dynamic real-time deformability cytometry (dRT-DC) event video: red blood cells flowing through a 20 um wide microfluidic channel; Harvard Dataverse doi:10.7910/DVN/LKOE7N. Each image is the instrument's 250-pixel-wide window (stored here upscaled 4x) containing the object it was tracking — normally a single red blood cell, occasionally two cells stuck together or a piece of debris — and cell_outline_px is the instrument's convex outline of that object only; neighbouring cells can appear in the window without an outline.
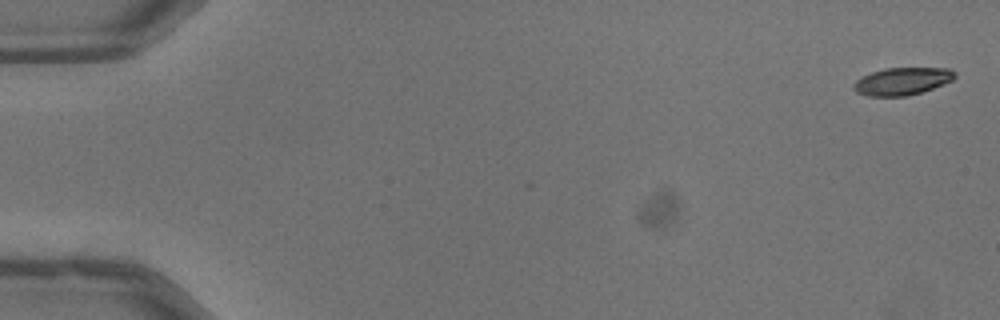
{"species": "common noctule bat (a hibernating species)", "species_latin": "Nyctalus noctula", "temperature_condition": "warm", "stored_images_in_passage": 2, "camera_frame_rate_fps": 3000, "um_per_image_px": 0.085, "animal": {"sex": "male", "body_mass_g": 13.3}, "frame": {"image": 1, "passage_image": 2, "time_ms": 0.333, "image_size_px": [1000, 320], "cell_outline_px": [[956, 76], [952, 80], [944, 84], [908, 96], [868, 96], [856, 92], [852, 88], [852, 84], [856, 80], [872, 72], [884, 68], [952, 68], [956, 72]], "centroid_in_image_um": [76.69, 6.9], "position_along_channel_um": 8.3, "area_um2": 16.24}}